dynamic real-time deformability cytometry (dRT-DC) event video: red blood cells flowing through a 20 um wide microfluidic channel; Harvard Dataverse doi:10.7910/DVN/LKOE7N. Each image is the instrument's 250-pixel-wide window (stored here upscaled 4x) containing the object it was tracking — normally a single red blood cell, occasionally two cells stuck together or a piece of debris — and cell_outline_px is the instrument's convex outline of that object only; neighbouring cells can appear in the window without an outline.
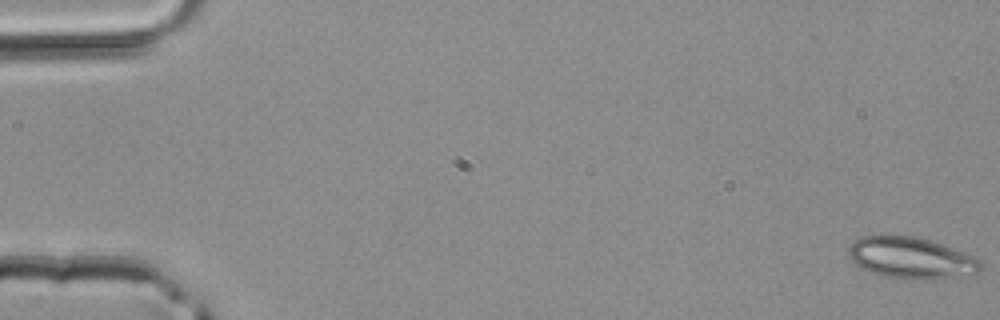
{"species": "common noctule bat (a hibernating species)", "species_latin": "Nyctalus noctula", "temperature_condition": "room temperature", "stored_images_in_passage": 47, "camera_frame_rate_fps": 3000, "um_per_image_px": 0.085, "animal": {"sex": "male", "body_mass_g": 20.4}, "frame": {"image": 1, "passage_image": 1, "time_ms": 0.0, "image_size_px": [1000, 320], "cell_outline_px": [[980, 272], [936, 280], [912, 280], [884, 276], [860, 268], [852, 260], [848, 252], [848, 248], [860, 236], [888, 232], [892, 232], [916, 236], [944, 244], [964, 252], [980, 260]], "centroid_in_image_um": [77.4, 21.88], "position_along_channel_um": 7.6, "area_um2": 32.77}}
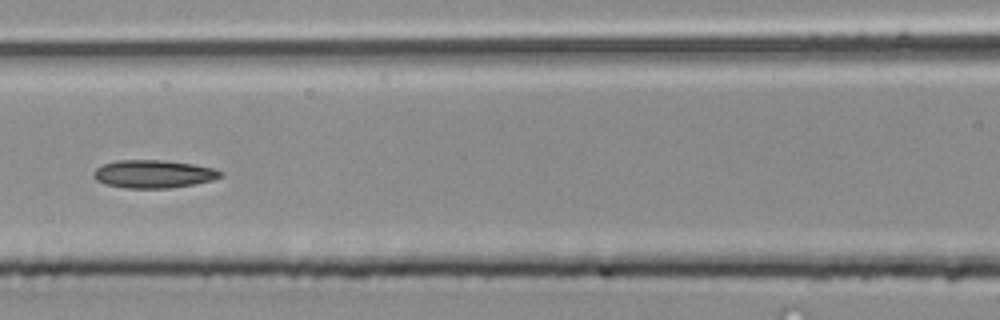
{"frame": {"image": 2, "passage_image": 22, "time_ms": 7.0, "image_size_px": [1000, 320], "cell_outline_px": [[224, 176], [212, 180], [192, 184], [168, 188], [124, 188], [104, 184], [96, 180], [92, 176], [92, 172], [100, 164], [116, 160], [164, 160], [192, 164], [212, 168], [224, 172]], "centroid_in_image_um": [12.99, 14.78], "position_along_channel_um": 153.6, "area_um2": 20.87}}
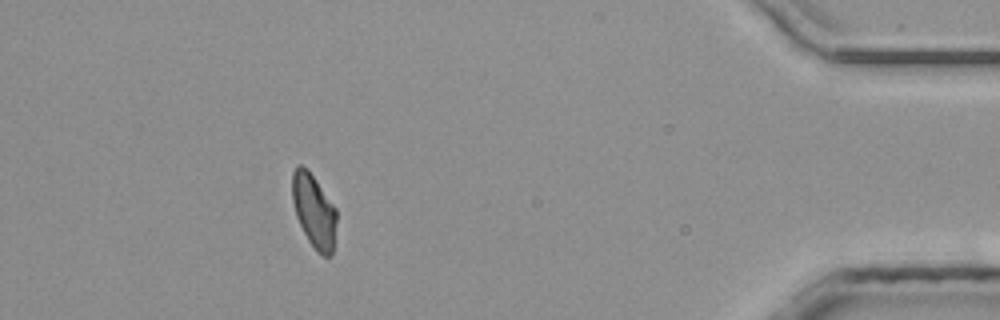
{"frame": {"image": 3, "passage_image": 43, "time_ms": 14.0, "image_size_px": [1000, 320], "cell_outline_px": [[336, 220], [332, 256], [324, 256], [316, 252], [308, 240], [296, 216], [292, 200], [292, 172], [296, 164], [300, 164], [308, 168], [336, 208]], "centroid_in_image_um": [26.67, 17.89], "position_along_channel_um": 408.5, "area_um2": 19.13}}